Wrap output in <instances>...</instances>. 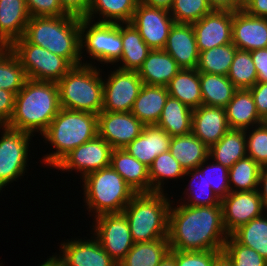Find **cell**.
<instances>
[{"label":"cell","mask_w":267,"mask_h":266,"mask_svg":"<svg viewBox=\"0 0 267 266\" xmlns=\"http://www.w3.org/2000/svg\"><path fill=\"white\" fill-rule=\"evenodd\" d=\"M91 60L72 67L58 82L61 108L98 115L103 109V78Z\"/></svg>","instance_id":"52a82bcc"},{"label":"cell","mask_w":267,"mask_h":266,"mask_svg":"<svg viewBox=\"0 0 267 266\" xmlns=\"http://www.w3.org/2000/svg\"><path fill=\"white\" fill-rule=\"evenodd\" d=\"M237 89H250L258 81L250 51L237 50L227 74Z\"/></svg>","instance_id":"b9f144b4"},{"label":"cell","mask_w":267,"mask_h":266,"mask_svg":"<svg viewBox=\"0 0 267 266\" xmlns=\"http://www.w3.org/2000/svg\"><path fill=\"white\" fill-rule=\"evenodd\" d=\"M9 48L18 57L27 79L58 82L73 67L65 58L29 43L24 37Z\"/></svg>","instance_id":"9c48e42d"},{"label":"cell","mask_w":267,"mask_h":266,"mask_svg":"<svg viewBox=\"0 0 267 266\" xmlns=\"http://www.w3.org/2000/svg\"><path fill=\"white\" fill-rule=\"evenodd\" d=\"M168 94L180 100L192 110L202 105L200 72L197 69H181L167 85Z\"/></svg>","instance_id":"4dcf8cb0"},{"label":"cell","mask_w":267,"mask_h":266,"mask_svg":"<svg viewBox=\"0 0 267 266\" xmlns=\"http://www.w3.org/2000/svg\"><path fill=\"white\" fill-rule=\"evenodd\" d=\"M29 43L65 58L73 67L87 65L81 60L80 17H31L23 36Z\"/></svg>","instance_id":"3957f363"},{"label":"cell","mask_w":267,"mask_h":266,"mask_svg":"<svg viewBox=\"0 0 267 266\" xmlns=\"http://www.w3.org/2000/svg\"><path fill=\"white\" fill-rule=\"evenodd\" d=\"M207 0H173L169 12L175 23L192 24L211 12Z\"/></svg>","instance_id":"7bdbcfd3"},{"label":"cell","mask_w":267,"mask_h":266,"mask_svg":"<svg viewBox=\"0 0 267 266\" xmlns=\"http://www.w3.org/2000/svg\"><path fill=\"white\" fill-rule=\"evenodd\" d=\"M209 157L202 162L198 168L203 174L204 180L211 185L213 192L222 200L229 192L228 168L214 160L209 161Z\"/></svg>","instance_id":"bcb514c9"},{"label":"cell","mask_w":267,"mask_h":266,"mask_svg":"<svg viewBox=\"0 0 267 266\" xmlns=\"http://www.w3.org/2000/svg\"><path fill=\"white\" fill-rule=\"evenodd\" d=\"M222 251L175 250L176 266H213Z\"/></svg>","instance_id":"7dc6e473"},{"label":"cell","mask_w":267,"mask_h":266,"mask_svg":"<svg viewBox=\"0 0 267 266\" xmlns=\"http://www.w3.org/2000/svg\"><path fill=\"white\" fill-rule=\"evenodd\" d=\"M232 43L250 52L267 48V18L251 16L244 10L233 12Z\"/></svg>","instance_id":"d6986e66"},{"label":"cell","mask_w":267,"mask_h":266,"mask_svg":"<svg viewBox=\"0 0 267 266\" xmlns=\"http://www.w3.org/2000/svg\"><path fill=\"white\" fill-rule=\"evenodd\" d=\"M15 94L0 88V125H7L14 112Z\"/></svg>","instance_id":"f907efd6"},{"label":"cell","mask_w":267,"mask_h":266,"mask_svg":"<svg viewBox=\"0 0 267 266\" xmlns=\"http://www.w3.org/2000/svg\"><path fill=\"white\" fill-rule=\"evenodd\" d=\"M202 105L224 108L237 88L227 76L200 72Z\"/></svg>","instance_id":"836d02e7"},{"label":"cell","mask_w":267,"mask_h":266,"mask_svg":"<svg viewBox=\"0 0 267 266\" xmlns=\"http://www.w3.org/2000/svg\"><path fill=\"white\" fill-rule=\"evenodd\" d=\"M193 110L169 95L156 126L171 137L186 135L192 131Z\"/></svg>","instance_id":"1f68e13d"},{"label":"cell","mask_w":267,"mask_h":266,"mask_svg":"<svg viewBox=\"0 0 267 266\" xmlns=\"http://www.w3.org/2000/svg\"><path fill=\"white\" fill-rule=\"evenodd\" d=\"M103 78V109L108 112H131L143 85L137 71L116 69Z\"/></svg>","instance_id":"7c38bea8"},{"label":"cell","mask_w":267,"mask_h":266,"mask_svg":"<svg viewBox=\"0 0 267 266\" xmlns=\"http://www.w3.org/2000/svg\"><path fill=\"white\" fill-rule=\"evenodd\" d=\"M110 166L136 193H151L149 168L131 156L124 148L112 150Z\"/></svg>","instance_id":"cb8c5ba5"},{"label":"cell","mask_w":267,"mask_h":266,"mask_svg":"<svg viewBox=\"0 0 267 266\" xmlns=\"http://www.w3.org/2000/svg\"><path fill=\"white\" fill-rule=\"evenodd\" d=\"M61 242L59 257L62 266H118L94 236Z\"/></svg>","instance_id":"ac0fdd59"},{"label":"cell","mask_w":267,"mask_h":266,"mask_svg":"<svg viewBox=\"0 0 267 266\" xmlns=\"http://www.w3.org/2000/svg\"><path fill=\"white\" fill-rule=\"evenodd\" d=\"M168 97L167 87L143 84L131 113L144 125H156Z\"/></svg>","instance_id":"484cf974"},{"label":"cell","mask_w":267,"mask_h":266,"mask_svg":"<svg viewBox=\"0 0 267 266\" xmlns=\"http://www.w3.org/2000/svg\"><path fill=\"white\" fill-rule=\"evenodd\" d=\"M80 43L82 61L85 62L82 54L86 51L101 64L118 63L122 54V23L93 22L80 17Z\"/></svg>","instance_id":"ba28073f"},{"label":"cell","mask_w":267,"mask_h":266,"mask_svg":"<svg viewBox=\"0 0 267 266\" xmlns=\"http://www.w3.org/2000/svg\"><path fill=\"white\" fill-rule=\"evenodd\" d=\"M171 136L156 125H145L142 133L124 149L148 168L154 159L169 151Z\"/></svg>","instance_id":"603a6c76"},{"label":"cell","mask_w":267,"mask_h":266,"mask_svg":"<svg viewBox=\"0 0 267 266\" xmlns=\"http://www.w3.org/2000/svg\"><path fill=\"white\" fill-rule=\"evenodd\" d=\"M30 18L26 0H0V46L22 38Z\"/></svg>","instance_id":"7402d4cb"},{"label":"cell","mask_w":267,"mask_h":266,"mask_svg":"<svg viewBox=\"0 0 267 266\" xmlns=\"http://www.w3.org/2000/svg\"><path fill=\"white\" fill-rule=\"evenodd\" d=\"M224 109L230 129L245 130L264 122L256 111L249 89H237Z\"/></svg>","instance_id":"4316f807"},{"label":"cell","mask_w":267,"mask_h":266,"mask_svg":"<svg viewBox=\"0 0 267 266\" xmlns=\"http://www.w3.org/2000/svg\"><path fill=\"white\" fill-rule=\"evenodd\" d=\"M61 109L57 82L27 79L15 95L14 112L7 126L43 134Z\"/></svg>","instance_id":"7a4b0ae2"},{"label":"cell","mask_w":267,"mask_h":266,"mask_svg":"<svg viewBox=\"0 0 267 266\" xmlns=\"http://www.w3.org/2000/svg\"><path fill=\"white\" fill-rule=\"evenodd\" d=\"M139 2L149 5V6H154L158 8H164L169 10L171 7L173 0H139Z\"/></svg>","instance_id":"6f0895ef"},{"label":"cell","mask_w":267,"mask_h":266,"mask_svg":"<svg viewBox=\"0 0 267 266\" xmlns=\"http://www.w3.org/2000/svg\"><path fill=\"white\" fill-rule=\"evenodd\" d=\"M185 176H189L191 181L188 183L189 188H185L183 192L185 198L183 197L181 201L179 199L180 203L187 206H216L221 203V199L213 192L211 185L204 180L199 168L186 171Z\"/></svg>","instance_id":"74e56055"},{"label":"cell","mask_w":267,"mask_h":266,"mask_svg":"<svg viewBox=\"0 0 267 266\" xmlns=\"http://www.w3.org/2000/svg\"><path fill=\"white\" fill-rule=\"evenodd\" d=\"M31 17H56L68 13L62 8L59 0H26Z\"/></svg>","instance_id":"c3c4849f"},{"label":"cell","mask_w":267,"mask_h":266,"mask_svg":"<svg viewBox=\"0 0 267 266\" xmlns=\"http://www.w3.org/2000/svg\"><path fill=\"white\" fill-rule=\"evenodd\" d=\"M233 12L212 10L192 23L199 52L232 43Z\"/></svg>","instance_id":"e0dca14e"},{"label":"cell","mask_w":267,"mask_h":266,"mask_svg":"<svg viewBox=\"0 0 267 266\" xmlns=\"http://www.w3.org/2000/svg\"><path fill=\"white\" fill-rule=\"evenodd\" d=\"M151 50L132 23H122V65L118 69L138 72Z\"/></svg>","instance_id":"f1b7e54d"},{"label":"cell","mask_w":267,"mask_h":266,"mask_svg":"<svg viewBox=\"0 0 267 266\" xmlns=\"http://www.w3.org/2000/svg\"><path fill=\"white\" fill-rule=\"evenodd\" d=\"M186 171L179 162L172 156L170 151L158 155L149 166V178L151 193H164L165 181L169 179L183 178Z\"/></svg>","instance_id":"8d00e7d4"},{"label":"cell","mask_w":267,"mask_h":266,"mask_svg":"<svg viewBox=\"0 0 267 266\" xmlns=\"http://www.w3.org/2000/svg\"><path fill=\"white\" fill-rule=\"evenodd\" d=\"M92 232L105 252L119 264L134 245L123 213L103 214L93 219Z\"/></svg>","instance_id":"8fae6325"},{"label":"cell","mask_w":267,"mask_h":266,"mask_svg":"<svg viewBox=\"0 0 267 266\" xmlns=\"http://www.w3.org/2000/svg\"><path fill=\"white\" fill-rule=\"evenodd\" d=\"M169 151L185 171L198 168L209 157V148L192 132L172 137Z\"/></svg>","instance_id":"83f0119b"},{"label":"cell","mask_w":267,"mask_h":266,"mask_svg":"<svg viewBox=\"0 0 267 266\" xmlns=\"http://www.w3.org/2000/svg\"><path fill=\"white\" fill-rule=\"evenodd\" d=\"M143 41L152 49H164L175 21L169 10L139 2L131 22Z\"/></svg>","instance_id":"5bb4252c"},{"label":"cell","mask_w":267,"mask_h":266,"mask_svg":"<svg viewBox=\"0 0 267 266\" xmlns=\"http://www.w3.org/2000/svg\"><path fill=\"white\" fill-rule=\"evenodd\" d=\"M237 50V47L230 43L201 51L196 69L203 73L227 76Z\"/></svg>","instance_id":"f35d334b"},{"label":"cell","mask_w":267,"mask_h":266,"mask_svg":"<svg viewBox=\"0 0 267 266\" xmlns=\"http://www.w3.org/2000/svg\"><path fill=\"white\" fill-rule=\"evenodd\" d=\"M249 90L253 97L257 113L265 121L267 119V82L257 81Z\"/></svg>","instance_id":"681fc988"},{"label":"cell","mask_w":267,"mask_h":266,"mask_svg":"<svg viewBox=\"0 0 267 266\" xmlns=\"http://www.w3.org/2000/svg\"><path fill=\"white\" fill-rule=\"evenodd\" d=\"M158 266H176L175 250H170Z\"/></svg>","instance_id":"680465c9"},{"label":"cell","mask_w":267,"mask_h":266,"mask_svg":"<svg viewBox=\"0 0 267 266\" xmlns=\"http://www.w3.org/2000/svg\"><path fill=\"white\" fill-rule=\"evenodd\" d=\"M261 166L251 157H244L228 170L230 192L255 191L258 189Z\"/></svg>","instance_id":"60d3db41"},{"label":"cell","mask_w":267,"mask_h":266,"mask_svg":"<svg viewBox=\"0 0 267 266\" xmlns=\"http://www.w3.org/2000/svg\"><path fill=\"white\" fill-rule=\"evenodd\" d=\"M223 223L230 235L238 227L264 214L265 209L258 190L229 192L222 200Z\"/></svg>","instance_id":"2e32d148"},{"label":"cell","mask_w":267,"mask_h":266,"mask_svg":"<svg viewBox=\"0 0 267 266\" xmlns=\"http://www.w3.org/2000/svg\"><path fill=\"white\" fill-rule=\"evenodd\" d=\"M167 193H137L123 210L134 243L168 238L169 208Z\"/></svg>","instance_id":"5b68a950"},{"label":"cell","mask_w":267,"mask_h":266,"mask_svg":"<svg viewBox=\"0 0 267 266\" xmlns=\"http://www.w3.org/2000/svg\"><path fill=\"white\" fill-rule=\"evenodd\" d=\"M222 253L233 266H267V260L257 251L240 244L231 235L228 236Z\"/></svg>","instance_id":"ee69618b"},{"label":"cell","mask_w":267,"mask_h":266,"mask_svg":"<svg viewBox=\"0 0 267 266\" xmlns=\"http://www.w3.org/2000/svg\"><path fill=\"white\" fill-rule=\"evenodd\" d=\"M245 134L247 156L261 167L267 166V123L264 121L252 128L245 129Z\"/></svg>","instance_id":"f6af8a7d"},{"label":"cell","mask_w":267,"mask_h":266,"mask_svg":"<svg viewBox=\"0 0 267 266\" xmlns=\"http://www.w3.org/2000/svg\"><path fill=\"white\" fill-rule=\"evenodd\" d=\"M229 129L224 108L201 105L193 110L191 132L208 148L216 144Z\"/></svg>","instance_id":"44dd1931"},{"label":"cell","mask_w":267,"mask_h":266,"mask_svg":"<svg viewBox=\"0 0 267 266\" xmlns=\"http://www.w3.org/2000/svg\"><path fill=\"white\" fill-rule=\"evenodd\" d=\"M170 205V250L222 251L229 236L223 223L222 204L216 206Z\"/></svg>","instance_id":"6da1fadb"},{"label":"cell","mask_w":267,"mask_h":266,"mask_svg":"<svg viewBox=\"0 0 267 266\" xmlns=\"http://www.w3.org/2000/svg\"><path fill=\"white\" fill-rule=\"evenodd\" d=\"M62 8L71 15L85 17L89 11L91 0H59Z\"/></svg>","instance_id":"f5cc1de1"},{"label":"cell","mask_w":267,"mask_h":266,"mask_svg":"<svg viewBox=\"0 0 267 266\" xmlns=\"http://www.w3.org/2000/svg\"><path fill=\"white\" fill-rule=\"evenodd\" d=\"M138 3L139 0H91L85 18L95 21L99 17L98 22L108 23L131 22Z\"/></svg>","instance_id":"d6a6232c"},{"label":"cell","mask_w":267,"mask_h":266,"mask_svg":"<svg viewBox=\"0 0 267 266\" xmlns=\"http://www.w3.org/2000/svg\"><path fill=\"white\" fill-rule=\"evenodd\" d=\"M257 190L262 199L263 205L267 210V166L261 167Z\"/></svg>","instance_id":"9f6ffc18"},{"label":"cell","mask_w":267,"mask_h":266,"mask_svg":"<svg viewBox=\"0 0 267 266\" xmlns=\"http://www.w3.org/2000/svg\"><path fill=\"white\" fill-rule=\"evenodd\" d=\"M213 266H233L230 260L222 253L215 261Z\"/></svg>","instance_id":"94428289"},{"label":"cell","mask_w":267,"mask_h":266,"mask_svg":"<svg viewBox=\"0 0 267 266\" xmlns=\"http://www.w3.org/2000/svg\"><path fill=\"white\" fill-rule=\"evenodd\" d=\"M39 266H62V261L58 254L55 253L54 255H52V257L50 256L45 262H43Z\"/></svg>","instance_id":"91938a15"},{"label":"cell","mask_w":267,"mask_h":266,"mask_svg":"<svg viewBox=\"0 0 267 266\" xmlns=\"http://www.w3.org/2000/svg\"><path fill=\"white\" fill-rule=\"evenodd\" d=\"M27 76L18 57L9 47L0 48V88L15 95L23 88Z\"/></svg>","instance_id":"ab89813d"},{"label":"cell","mask_w":267,"mask_h":266,"mask_svg":"<svg viewBox=\"0 0 267 266\" xmlns=\"http://www.w3.org/2000/svg\"><path fill=\"white\" fill-rule=\"evenodd\" d=\"M131 112L101 111L97 115L98 136L113 149H123L138 137L144 128Z\"/></svg>","instance_id":"9a60e30c"},{"label":"cell","mask_w":267,"mask_h":266,"mask_svg":"<svg viewBox=\"0 0 267 266\" xmlns=\"http://www.w3.org/2000/svg\"><path fill=\"white\" fill-rule=\"evenodd\" d=\"M267 212L234 230L230 235L240 244L257 251L267 260Z\"/></svg>","instance_id":"d590c367"},{"label":"cell","mask_w":267,"mask_h":266,"mask_svg":"<svg viewBox=\"0 0 267 266\" xmlns=\"http://www.w3.org/2000/svg\"><path fill=\"white\" fill-rule=\"evenodd\" d=\"M97 135L96 114L61 108L41 135L45 143L49 142L56 150L47 153L41 160L46 166L53 168L71 150L94 139Z\"/></svg>","instance_id":"277c9868"},{"label":"cell","mask_w":267,"mask_h":266,"mask_svg":"<svg viewBox=\"0 0 267 266\" xmlns=\"http://www.w3.org/2000/svg\"><path fill=\"white\" fill-rule=\"evenodd\" d=\"M257 72L258 82H267V48L250 52Z\"/></svg>","instance_id":"816d5d0a"},{"label":"cell","mask_w":267,"mask_h":266,"mask_svg":"<svg viewBox=\"0 0 267 266\" xmlns=\"http://www.w3.org/2000/svg\"><path fill=\"white\" fill-rule=\"evenodd\" d=\"M246 156V134L242 129H229L209 148V160H214L228 169Z\"/></svg>","instance_id":"f546056e"},{"label":"cell","mask_w":267,"mask_h":266,"mask_svg":"<svg viewBox=\"0 0 267 266\" xmlns=\"http://www.w3.org/2000/svg\"><path fill=\"white\" fill-rule=\"evenodd\" d=\"M112 150V146L97 135L94 139L71 150L53 168L63 173L76 170L82 179L89 173L110 166Z\"/></svg>","instance_id":"4fadbf2b"},{"label":"cell","mask_w":267,"mask_h":266,"mask_svg":"<svg viewBox=\"0 0 267 266\" xmlns=\"http://www.w3.org/2000/svg\"><path fill=\"white\" fill-rule=\"evenodd\" d=\"M170 251L169 239L161 238L149 242L134 243L118 266H158Z\"/></svg>","instance_id":"e575fe53"},{"label":"cell","mask_w":267,"mask_h":266,"mask_svg":"<svg viewBox=\"0 0 267 266\" xmlns=\"http://www.w3.org/2000/svg\"><path fill=\"white\" fill-rule=\"evenodd\" d=\"M243 10L251 16L267 18V0H244Z\"/></svg>","instance_id":"11a10c76"},{"label":"cell","mask_w":267,"mask_h":266,"mask_svg":"<svg viewBox=\"0 0 267 266\" xmlns=\"http://www.w3.org/2000/svg\"><path fill=\"white\" fill-rule=\"evenodd\" d=\"M81 182L84 203L91 217L122 213L137 194L111 166L89 173Z\"/></svg>","instance_id":"8992f818"},{"label":"cell","mask_w":267,"mask_h":266,"mask_svg":"<svg viewBox=\"0 0 267 266\" xmlns=\"http://www.w3.org/2000/svg\"><path fill=\"white\" fill-rule=\"evenodd\" d=\"M212 10L236 12L243 10L244 0H207Z\"/></svg>","instance_id":"db71d44e"},{"label":"cell","mask_w":267,"mask_h":266,"mask_svg":"<svg viewBox=\"0 0 267 266\" xmlns=\"http://www.w3.org/2000/svg\"><path fill=\"white\" fill-rule=\"evenodd\" d=\"M181 69L167 52L163 49H155L151 50L144 60L138 75L145 85L167 87Z\"/></svg>","instance_id":"d4e9b609"},{"label":"cell","mask_w":267,"mask_h":266,"mask_svg":"<svg viewBox=\"0 0 267 266\" xmlns=\"http://www.w3.org/2000/svg\"><path fill=\"white\" fill-rule=\"evenodd\" d=\"M2 128V129H1ZM0 192L27 173L29 144L34 135L0 125Z\"/></svg>","instance_id":"30bf717a"},{"label":"cell","mask_w":267,"mask_h":266,"mask_svg":"<svg viewBox=\"0 0 267 266\" xmlns=\"http://www.w3.org/2000/svg\"><path fill=\"white\" fill-rule=\"evenodd\" d=\"M182 69H196L199 50L192 24L174 23L163 49Z\"/></svg>","instance_id":"ffe728a7"}]
</instances>
